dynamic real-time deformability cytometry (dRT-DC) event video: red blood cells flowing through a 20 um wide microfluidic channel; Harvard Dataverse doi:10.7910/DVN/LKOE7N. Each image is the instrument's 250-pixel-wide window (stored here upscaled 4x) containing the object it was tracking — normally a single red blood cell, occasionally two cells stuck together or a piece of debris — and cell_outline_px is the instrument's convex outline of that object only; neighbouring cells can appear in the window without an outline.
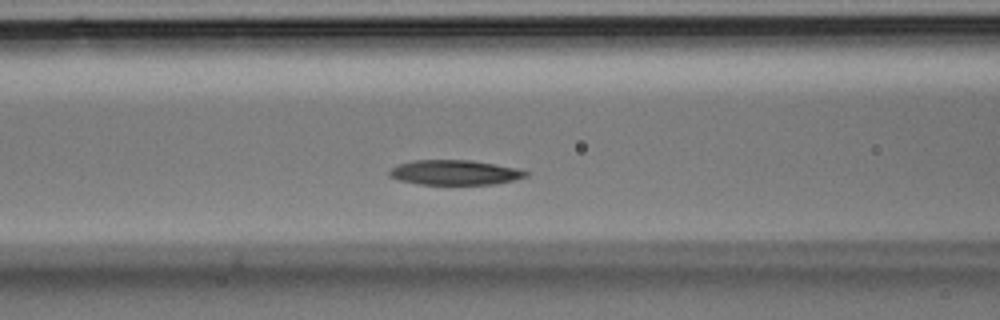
{"species": "Egyptian fruit bat (a non-hibernating species)", "species_latin": "Rousettus aegyptiacus", "temperature_condition": "room temperature", "stored_images_in_passage": 34, "camera_frame_rate_fps": 3000, "um_per_image_px": 0.085, "animal": {"sex": "male"}, "frame": {"image": 1, "passage_image": 11, "time_ms": 3.333, "image_size_px": [1000, 320], "cell_outline_px": [[528, 176], [512, 180], [492, 184], [420, 184], [400, 180], [388, 176], [388, 172], [392, 168], [400, 164], [412, 160], [472, 160], [516, 168], [528, 172]], "centroid_in_image_um": [38.63, 14.65], "position_along_channel_um": 128.0, "area_um2": 19.54}}
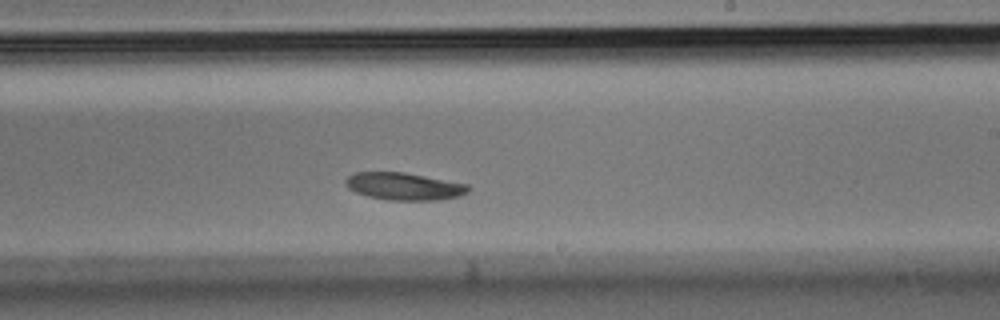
{"frame": {"image": 2, "passage_image": 18, "time_ms": 5.667, "image_size_px": [1000, 320], "cell_outline_px": [[468, 192], [460, 196], [440, 200], [388, 200], [368, 196], [356, 192], [348, 188], [344, 184], [344, 180], [348, 176], [356, 172], [404, 172], [468, 184]], "centroid_in_image_um": [34.33, 15.84], "position_along_channel_um": 254.7, "area_um2": 19.59}}
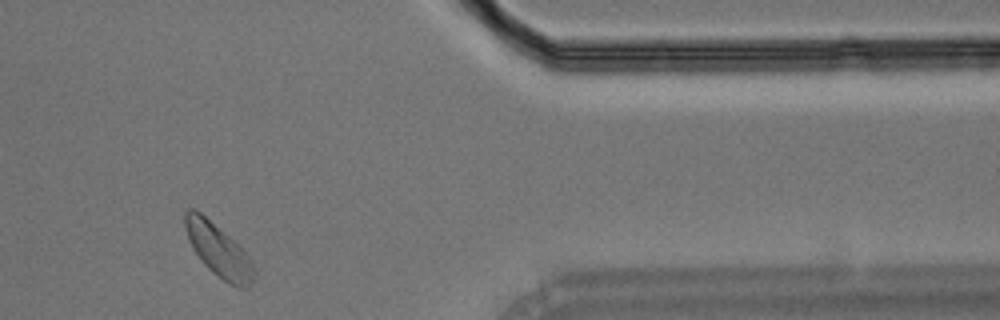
{"frame": {"image": 3, "passage_image": 27, "time_ms": 8.667, "image_size_px": [1000, 320], "cell_outline_px": [[256, 272], [248, 288], [236, 288], [228, 284], [216, 276], [204, 264], [188, 240], [184, 224], [184, 212], [188, 208], [196, 208], [228, 236], [252, 260], [256, 268]], "centroid_in_image_um": [18.57, 21.3], "position_along_channel_um": 392.8, "area_um2": 21.15}}